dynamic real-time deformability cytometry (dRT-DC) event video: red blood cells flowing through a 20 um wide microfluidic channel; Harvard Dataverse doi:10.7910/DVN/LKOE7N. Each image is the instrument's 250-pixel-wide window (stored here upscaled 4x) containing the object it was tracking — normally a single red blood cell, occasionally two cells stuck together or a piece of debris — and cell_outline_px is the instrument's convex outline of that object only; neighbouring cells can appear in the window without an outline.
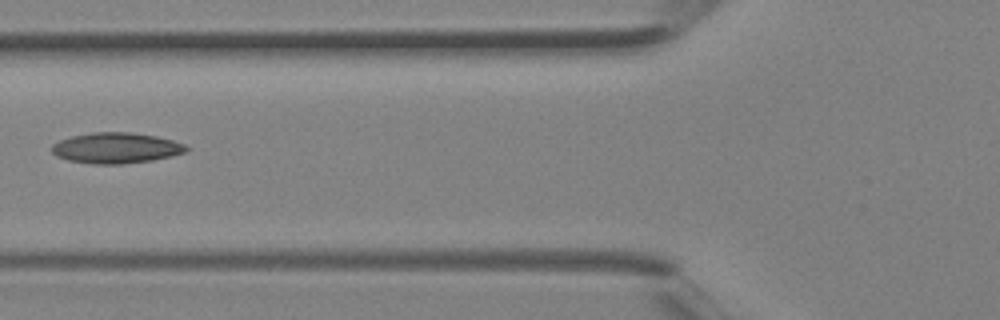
{"species": "Egyptian fruit bat (a non-hibernating species)", "species_latin": "Rousettus aegyptiacus", "temperature_condition": "room temperature", "stored_images_in_passage": 5, "camera_frame_rate_fps": 3000, "um_per_image_px": 0.085, "animal": {"sex": "female"}, "frame": {"image": 1, "passage_image": 5, "time_ms": 1.333, "image_size_px": [1000, 320], "cell_outline_px": [[188, 148], [184, 152], [172, 156], [152, 160], [120, 164], [92, 164], [68, 160], [56, 156], [52, 152], [52, 144], [60, 140], [72, 136], [92, 132], [128, 132], [156, 136], [172, 140], [184, 144]], "centroid_in_image_um": [9.84, 12.58], "position_along_channel_um": 116.0, "area_um2": 23.93}}